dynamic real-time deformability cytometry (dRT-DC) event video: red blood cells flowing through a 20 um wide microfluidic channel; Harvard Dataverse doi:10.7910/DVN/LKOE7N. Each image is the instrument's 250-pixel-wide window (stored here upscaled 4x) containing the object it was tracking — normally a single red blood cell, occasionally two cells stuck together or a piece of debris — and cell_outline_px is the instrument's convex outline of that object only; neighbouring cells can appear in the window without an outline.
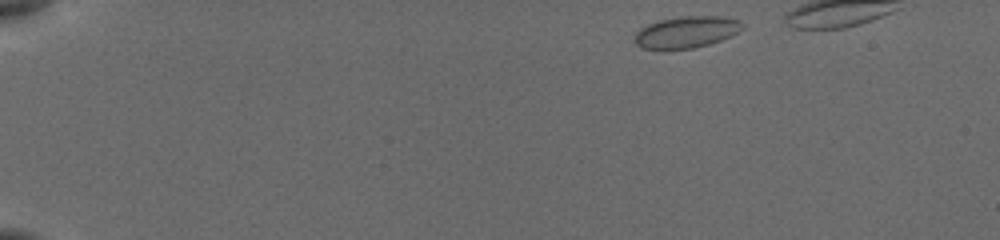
{"species": "common noctule bat (a hibernating species)", "species_latin": "Nyctalus noctula", "temperature_condition": "cold", "stored_images_in_passage": 8, "camera_frame_rate_fps": 3000, "um_per_image_px": 0.085, "animal": {"sex": "female", "body_mass_g": 19.5, "forearm_length_mm": 54.1}, "frame": {"image": 1, "passage_image": 1, "time_ms": 0.0, "image_size_px": [1000, 240], "cell_outline_px": [[744, 28], [720, 40], [708, 44], [692, 48], [644, 48], [636, 44], [636, 32], [640, 28], [648, 24], [660, 20], [684, 16], [720, 16], [736, 20]], "centroid_in_image_um": [58.32, 2.71], "position_along_channel_um": 26.7, "area_um2": 19.13}}
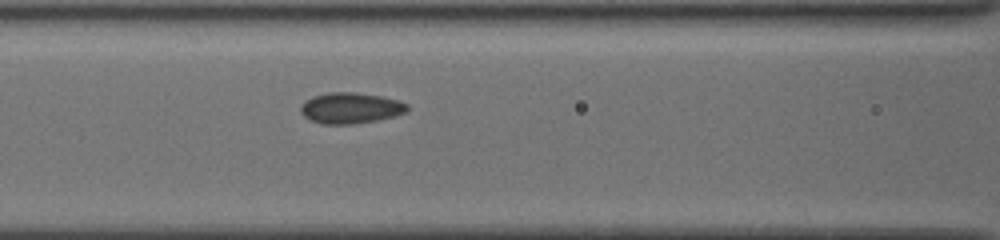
{"frame": {"image": 2, "passage_image": 8, "time_ms": 5.667, "image_size_px": [1000, 240], "cell_outline_px": [[408, 112], [376, 120], [356, 124], [320, 124], [304, 116], [300, 112], [300, 108], [304, 100], [312, 96], [328, 92], [356, 92], [380, 96], [396, 100], [408, 104]], "centroid_in_image_um": [29.76, 9.18], "position_along_channel_um": 136.8, "area_um2": 19.25}}